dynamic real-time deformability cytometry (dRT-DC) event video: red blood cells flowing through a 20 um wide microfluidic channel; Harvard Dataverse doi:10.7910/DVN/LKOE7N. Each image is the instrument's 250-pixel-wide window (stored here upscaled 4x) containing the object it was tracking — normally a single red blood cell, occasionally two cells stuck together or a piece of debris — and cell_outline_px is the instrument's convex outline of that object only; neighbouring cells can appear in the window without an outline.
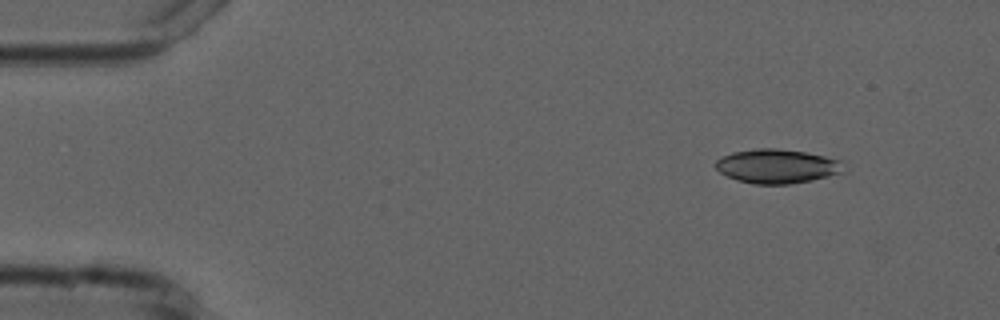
{"species": "common noctule bat (a hibernating species)", "species_latin": "Nyctalus noctula", "temperature_condition": "cold", "stored_images_in_passage": 6, "camera_frame_rate_fps": 3000, "um_per_image_px": 0.085, "animal": {"sex": "male", "forearm_length_mm": 52.5}, "frame": {"image": 1, "passage_image": 2, "time_ms": 1.333, "image_size_px": [1000, 320], "cell_outline_px": [[848, 172], [812, 180], [788, 184], [752, 184], [736, 180], [720, 172], [716, 168], [716, 160], [732, 152], [756, 148], [776, 148], [808, 152], [844, 160]], "centroid_in_image_um": [66.16, 14.12], "position_along_channel_um": 18.8, "area_um2": 26.01}}
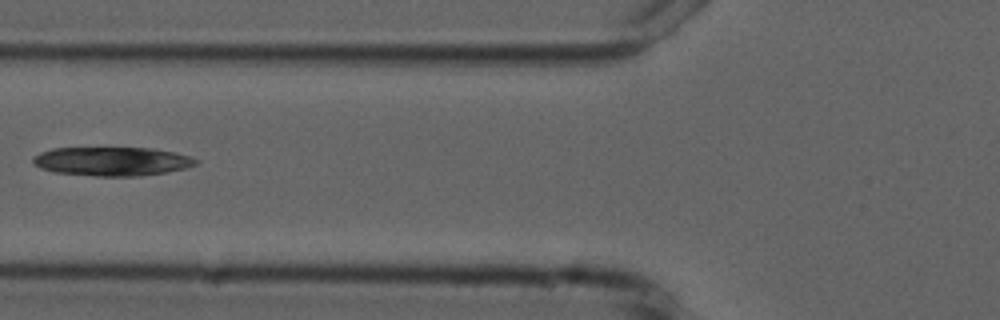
{"frame": {"image": 2, "passage_image": 5, "time_ms": 6.333, "image_size_px": [1000, 320], "cell_outline_px": [[200, 160], [196, 164], [184, 168], [164, 172], [140, 176], [96, 176], [52, 172], [40, 168], [32, 164], [32, 156], [40, 152], [52, 148], [152, 148], [176, 152]], "centroid_in_image_um": [9.46, 13.71], "position_along_channel_um": 116.3, "area_um2": 27.51}}
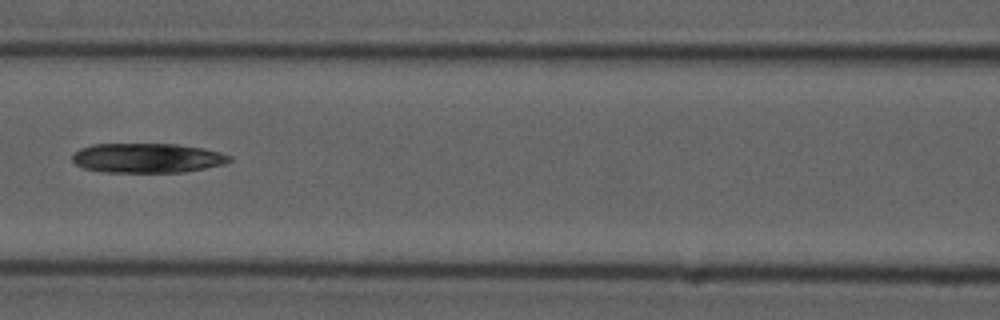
{"frame": {"image": 3, "passage_image": 6, "time_ms": 7.333, "image_size_px": [1000, 320], "cell_outline_px": [[232, 160], [224, 164], [184, 172], [104, 172], [84, 168], [76, 164], [72, 160], [72, 156], [80, 148], [92, 144], [176, 144], [200, 148], [220, 152], [232, 156]], "centroid_in_image_um": [12.51, 13.43], "position_along_channel_um": 154.1, "area_um2": 26.99}}